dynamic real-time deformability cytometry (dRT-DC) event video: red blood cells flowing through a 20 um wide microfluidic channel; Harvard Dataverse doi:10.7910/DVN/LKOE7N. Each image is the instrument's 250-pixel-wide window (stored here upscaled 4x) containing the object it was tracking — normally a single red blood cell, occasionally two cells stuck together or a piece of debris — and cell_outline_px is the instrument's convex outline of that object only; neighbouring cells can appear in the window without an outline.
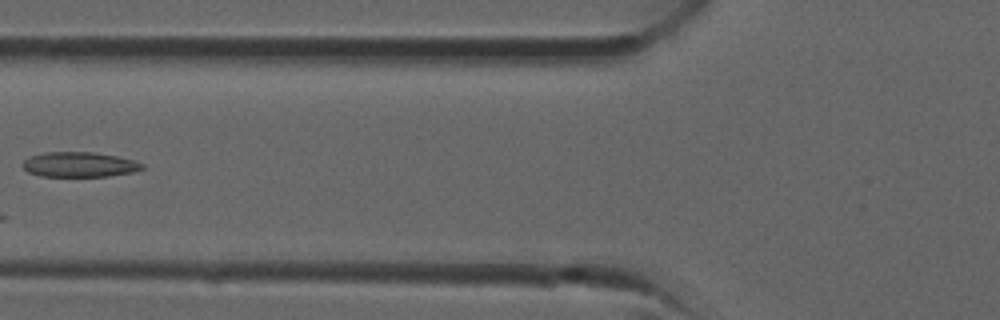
{"species": "common noctule bat (a hibernating species)", "species_latin": "Nyctalus noctula", "temperature_condition": "room temperature", "stored_images_in_passage": 24, "camera_frame_rate_fps": 3000, "um_per_image_px": 0.085, "animal": {"sex": "male", "forearm_length_mm": 52.5}, "frame": {"image": 1, "passage_image": 3, "time_ms": 0.667, "image_size_px": [1000, 320], "cell_outline_px": [[136, 168], [120, 172], [96, 176], [52, 176], [36, 172], [48, 156], [104, 156], [124, 160]], "centroid_in_image_um": [7.04, 14.11], "position_along_channel_um": 118.8, "area_um2": 11.5}}
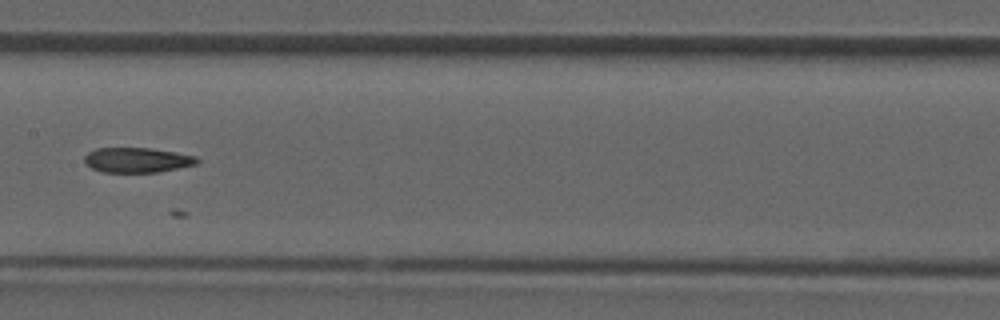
{"frame": {"image": 2, "passage_image": 7, "time_ms": 2.0, "image_size_px": [1000, 320], "cell_outline_px": [[196, 160], [188, 164], [148, 172], [116, 172], [96, 168], [88, 164], [88, 156], [96, 152], [112, 148], [140, 148], [164, 152], [184, 156]], "centroid_in_image_um": [11.53, 13.61], "position_along_channel_um": 195.9, "area_um2": 13.7}}
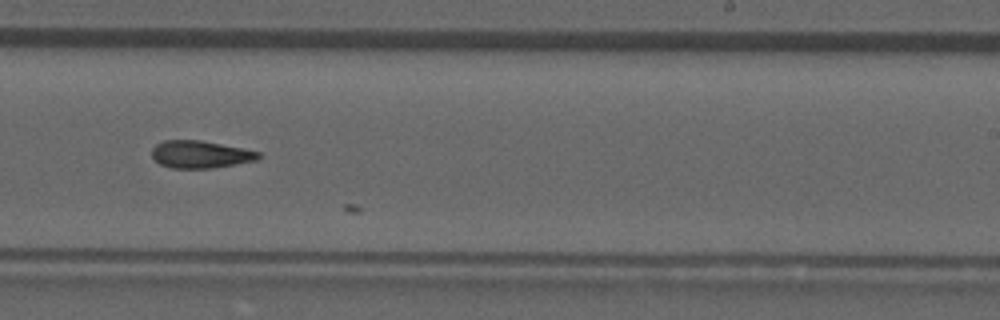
{"frame": {"image": 3, "passage_image": 11, "time_ms": 3.333, "image_size_px": [1000, 320], "cell_outline_px": [[256, 156], [224, 164], [168, 164], [160, 160], [156, 156], [156, 148], [164, 144], [212, 144], [256, 152]], "centroid_in_image_um": [17.06, 13.1], "position_along_channel_um": 271.9, "area_um2": 11.85}}